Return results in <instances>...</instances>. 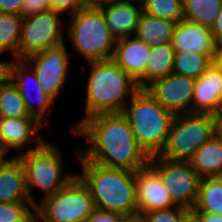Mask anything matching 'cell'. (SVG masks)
I'll return each instance as SVG.
<instances>
[{"label": "cell", "mask_w": 222, "mask_h": 222, "mask_svg": "<svg viewBox=\"0 0 222 222\" xmlns=\"http://www.w3.org/2000/svg\"><path fill=\"white\" fill-rule=\"evenodd\" d=\"M222 105V71L213 62L195 80L192 113L214 114Z\"/></svg>", "instance_id": "19"}, {"label": "cell", "mask_w": 222, "mask_h": 222, "mask_svg": "<svg viewBox=\"0 0 222 222\" xmlns=\"http://www.w3.org/2000/svg\"><path fill=\"white\" fill-rule=\"evenodd\" d=\"M200 178L222 176V137L215 134L189 160Z\"/></svg>", "instance_id": "21"}, {"label": "cell", "mask_w": 222, "mask_h": 222, "mask_svg": "<svg viewBox=\"0 0 222 222\" xmlns=\"http://www.w3.org/2000/svg\"><path fill=\"white\" fill-rule=\"evenodd\" d=\"M190 210L176 206L169 209L142 213L143 222H183Z\"/></svg>", "instance_id": "31"}, {"label": "cell", "mask_w": 222, "mask_h": 222, "mask_svg": "<svg viewBox=\"0 0 222 222\" xmlns=\"http://www.w3.org/2000/svg\"><path fill=\"white\" fill-rule=\"evenodd\" d=\"M68 21L65 36L76 54H81L87 63L113 58L116 39L98 6L87 4L70 15Z\"/></svg>", "instance_id": "5"}, {"label": "cell", "mask_w": 222, "mask_h": 222, "mask_svg": "<svg viewBox=\"0 0 222 222\" xmlns=\"http://www.w3.org/2000/svg\"><path fill=\"white\" fill-rule=\"evenodd\" d=\"M211 32L213 40L216 44L222 41V7L214 25L211 27Z\"/></svg>", "instance_id": "37"}, {"label": "cell", "mask_w": 222, "mask_h": 222, "mask_svg": "<svg viewBox=\"0 0 222 222\" xmlns=\"http://www.w3.org/2000/svg\"><path fill=\"white\" fill-rule=\"evenodd\" d=\"M184 20L212 27L222 7V0H183Z\"/></svg>", "instance_id": "26"}, {"label": "cell", "mask_w": 222, "mask_h": 222, "mask_svg": "<svg viewBox=\"0 0 222 222\" xmlns=\"http://www.w3.org/2000/svg\"><path fill=\"white\" fill-rule=\"evenodd\" d=\"M23 20L19 14L0 13V53L9 52L11 59H19Z\"/></svg>", "instance_id": "25"}, {"label": "cell", "mask_w": 222, "mask_h": 222, "mask_svg": "<svg viewBox=\"0 0 222 222\" xmlns=\"http://www.w3.org/2000/svg\"><path fill=\"white\" fill-rule=\"evenodd\" d=\"M142 10L152 16L178 23L184 20L183 0H145Z\"/></svg>", "instance_id": "29"}, {"label": "cell", "mask_w": 222, "mask_h": 222, "mask_svg": "<svg viewBox=\"0 0 222 222\" xmlns=\"http://www.w3.org/2000/svg\"><path fill=\"white\" fill-rule=\"evenodd\" d=\"M43 128L44 126L33 117H0V145L3 152L11 156L8 153L14 150L18 154L13 156H17L39 148L46 141L40 134ZM33 141L35 145L32 144Z\"/></svg>", "instance_id": "13"}, {"label": "cell", "mask_w": 222, "mask_h": 222, "mask_svg": "<svg viewBox=\"0 0 222 222\" xmlns=\"http://www.w3.org/2000/svg\"><path fill=\"white\" fill-rule=\"evenodd\" d=\"M213 118H214L215 135L218 137H222V105L213 114Z\"/></svg>", "instance_id": "39"}, {"label": "cell", "mask_w": 222, "mask_h": 222, "mask_svg": "<svg viewBox=\"0 0 222 222\" xmlns=\"http://www.w3.org/2000/svg\"><path fill=\"white\" fill-rule=\"evenodd\" d=\"M24 0H0V13L21 15Z\"/></svg>", "instance_id": "35"}, {"label": "cell", "mask_w": 222, "mask_h": 222, "mask_svg": "<svg viewBox=\"0 0 222 222\" xmlns=\"http://www.w3.org/2000/svg\"><path fill=\"white\" fill-rule=\"evenodd\" d=\"M4 158L5 157L2 154H0V163L3 161Z\"/></svg>", "instance_id": "47"}, {"label": "cell", "mask_w": 222, "mask_h": 222, "mask_svg": "<svg viewBox=\"0 0 222 222\" xmlns=\"http://www.w3.org/2000/svg\"><path fill=\"white\" fill-rule=\"evenodd\" d=\"M50 2L52 10L61 14L68 13V16L75 14L88 4L86 0H50Z\"/></svg>", "instance_id": "32"}, {"label": "cell", "mask_w": 222, "mask_h": 222, "mask_svg": "<svg viewBox=\"0 0 222 222\" xmlns=\"http://www.w3.org/2000/svg\"><path fill=\"white\" fill-rule=\"evenodd\" d=\"M115 1H119V0H89L87 3L88 5L99 6L105 3L115 2Z\"/></svg>", "instance_id": "42"}, {"label": "cell", "mask_w": 222, "mask_h": 222, "mask_svg": "<svg viewBox=\"0 0 222 222\" xmlns=\"http://www.w3.org/2000/svg\"><path fill=\"white\" fill-rule=\"evenodd\" d=\"M50 10H52L50 0H24L21 15L25 18Z\"/></svg>", "instance_id": "33"}, {"label": "cell", "mask_w": 222, "mask_h": 222, "mask_svg": "<svg viewBox=\"0 0 222 222\" xmlns=\"http://www.w3.org/2000/svg\"><path fill=\"white\" fill-rule=\"evenodd\" d=\"M192 212L222 215V176L201 178Z\"/></svg>", "instance_id": "23"}, {"label": "cell", "mask_w": 222, "mask_h": 222, "mask_svg": "<svg viewBox=\"0 0 222 222\" xmlns=\"http://www.w3.org/2000/svg\"><path fill=\"white\" fill-rule=\"evenodd\" d=\"M122 113L128 119L139 147L149 158L159 156L175 114L165 109L147 89H139Z\"/></svg>", "instance_id": "4"}, {"label": "cell", "mask_w": 222, "mask_h": 222, "mask_svg": "<svg viewBox=\"0 0 222 222\" xmlns=\"http://www.w3.org/2000/svg\"><path fill=\"white\" fill-rule=\"evenodd\" d=\"M183 222H201L199 218L192 212L190 211L184 218Z\"/></svg>", "instance_id": "41"}, {"label": "cell", "mask_w": 222, "mask_h": 222, "mask_svg": "<svg viewBox=\"0 0 222 222\" xmlns=\"http://www.w3.org/2000/svg\"><path fill=\"white\" fill-rule=\"evenodd\" d=\"M119 222H143V218L141 214L123 216Z\"/></svg>", "instance_id": "40"}, {"label": "cell", "mask_w": 222, "mask_h": 222, "mask_svg": "<svg viewBox=\"0 0 222 222\" xmlns=\"http://www.w3.org/2000/svg\"><path fill=\"white\" fill-rule=\"evenodd\" d=\"M195 79L171 73L146 89L167 110L177 114L192 113Z\"/></svg>", "instance_id": "14"}, {"label": "cell", "mask_w": 222, "mask_h": 222, "mask_svg": "<svg viewBox=\"0 0 222 222\" xmlns=\"http://www.w3.org/2000/svg\"><path fill=\"white\" fill-rule=\"evenodd\" d=\"M10 80L21 94L29 115L46 128L49 125L48 115L55 106V100L42 90L34 70L23 59H13ZM30 89L35 92L34 97L30 95Z\"/></svg>", "instance_id": "12"}, {"label": "cell", "mask_w": 222, "mask_h": 222, "mask_svg": "<svg viewBox=\"0 0 222 222\" xmlns=\"http://www.w3.org/2000/svg\"><path fill=\"white\" fill-rule=\"evenodd\" d=\"M0 154H2L5 158L8 157V156L3 152L1 145H0Z\"/></svg>", "instance_id": "46"}, {"label": "cell", "mask_w": 222, "mask_h": 222, "mask_svg": "<svg viewBox=\"0 0 222 222\" xmlns=\"http://www.w3.org/2000/svg\"><path fill=\"white\" fill-rule=\"evenodd\" d=\"M215 134L212 114L175 115L166 145L159 157L171 161H189L196 150Z\"/></svg>", "instance_id": "8"}, {"label": "cell", "mask_w": 222, "mask_h": 222, "mask_svg": "<svg viewBox=\"0 0 222 222\" xmlns=\"http://www.w3.org/2000/svg\"><path fill=\"white\" fill-rule=\"evenodd\" d=\"M3 202H31L25 170L17 156H8L0 163V203Z\"/></svg>", "instance_id": "20"}, {"label": "cell", "mask_w": 222, "mask_h": 222, "mask_svg": "<svg viewBox=\"0 0 222 222\" xmlns=\"http://www.w3.org/2000/svg\"><path fill=\"white\" fill-rule=\"evenodd\" d=\"M55 10L25 17L19 42V59L52 48L65 42L63 19Z\"/></svg>", "instance_id": "10"}, {"label": "cell", "mask_w": 222, "mask_h": 222, "mask_svg": "<svg viewBox=\"0 0 222 222\" xmlns=\"http://www.w3.org/2000/svg\"><path fill=\"white\" fill-rule=\"evenodd\" d=\"M176 23L142 12L135 37L151 47L171 43Z\"/></svg>", "instance_id": "22"}, {"label": "cell", "mask_w": 222, "mask_h": 222, "mask_svg": "<svg viewBox=\"0 0 222 222\" xmlns=\"http://www.w3.org/2000/svg\"><path fill=\"white\" fill-rule=\"evenodd\" d=\"M201 222H222V215L207 213V212H193Z\"/></svg>", "instance_id": "38"}, {"label": "cell", "mask_w": 222, "mask_h": 222, "mask_svg": "<svg viewBox=\"0 0 222 222\" xmlns=\"http://www.w3.org/2000/svg\"><path fill=\"white\" fill-rule=\"evenodd\" d=\"M98 7L102 11L107 27L116 40L135 35L143 12L142 4L119 0Z\"/></svg>", "instance_id": "18"}, {"label": "cell", "mask_w": 222, "mask_h": 222, "mask_svg": "<svg viewBox=\"0 0 222 222\" xmlns=\"http://www.w3.org/2000/svg\"><path fill=\"white\" fill-rule=\"evenodd\" d=\"M0 117H31L21 94L11 80L0 85Z\"/></svg>", "instance_id": "28"}, {"label": "cell", "mask_w": 222, "mask_h": 222, "mask_svg": "<svg viewBox=\"0 0 222 222\" xmlns=\"http://www.w3.org/2000/svg\"><path fill=\"white\" fill-rule=\"evenodd\" d=\"M171 44L175 53L190 51L205 56L216 54L211 28L186 20L176 23Z\"/></svg>", "instance_id": "17"}, {"label": "cell", "mask_w": 222, "mask_h": 222, "mask_svg": "<svg viewBox=\"0 0 222 222\" xmlns=\"http://www.w3.org/2000/svg\"><path fill=\"white\" fill-rule=\"evenodd\" d=\"M85 89L84 116L72 125L70 133L87 118L97 114L122 113L140 89L127 72L112 59L89 62Z\"/></svg>", "instance_id": "2"}, {"label": "cell", "mask_w": 222, "mask_h": 222, "mask_svg": "<svg viewBox=\"0 0 222 222\" xmlns=\"http://www.w3.org/2000/svg\"><path fill=\"white\" fill-rule=\"evenodd\" d=\"M0 222H36L32 202L0 203Z\"/></svg>", "instance_id": "30"}, {"label": "cell", "mask_w": 222, "mask_h": 222, "mask_svg": "<svg viewBox=\"0 0 222 222\" xmlns=\"http://www.w3.org/2000/svg\"><path fill=\"white\" fill-rule=\"evenodd\" d=\"M88 187L76 175L35 206L36 222H85L94 211Z\"/></svg>", "instance_id": "7"}, {"label": "cell", "mask_w": 222, "mask_h": 222, "mask_svg": "<svg viewBox=\"0 0 222 222\" xmlns=\"http://www.w3.org/2000/svg\"><path fill=\"white\" fill-rule=\"evenodd\" d=\"M175 50L171 43L151 47L146 66V88L154 81L172 73Z\"/></svg>", "instance_id": "24"}, {"label": "cell", "mask_w": 222, "mask_h": 222, "mask_svg": "<svg viewBox=\"0 0 222 222\" xmlns=\"http://www.w3.org/2000/svg\"><path fill=\"white\" fill-rule=\"evenodd\" d=\"M215 58H222V41L216 44Z\"/></svg>", "instance_id": "43"}, {"label": "cell", "mask_w": 222, "mask_h": 222, "mask_svg": "<svg viewBox=\"0 0 222 222\" xmlns=\"http://www.w3.org/2000/svg\"><path fill=\"white\" fill-rule=\"evenodd\" d=\"M71 54L66 43L29 55L23 59L35 72L42 90L55 101L70 75Z\"/></svg>", "instance_id": "11"}, {"label": "cell", "mask_w": 222, "mask_h": 222, "mask_svg": "<svg viewBox=\"0 0 222 222\" xmlns=\"http://www.w3.org/2000/svg\"><path fill=\"white\" fill-rule=\"evenodd\" d=\"M123 216L95 208L85 222H119Z\"/></svg>", "instance_id": "34"}, {"label": "cell", "mask_w": 222, "mask_h": 222, "mask_svg": "<svg viewBox=\"0 0 222 222\" xmlns=\"http://www.w3.org/2000/svg\"><path fill=\"white\" fill-rule=\"evenodd\" d=\"M4 53H0V57ZM12 60H0V85L6 84L10 80V67L12 64Z\"/></svg>", "instance_id": "36"}, {"label": "cell", "mask_w": 222, "mask_h": 222, "mask_svg": "<svg viewBox=\"0 0 222 222\" xmlns=\"http://www.w3.org/2000/svg\"><path fill=\"white\" fill-rule=\"evenodd\" d=\"M214 62L220 68V70L222 71V58H215Z\"/></svg>", "instance_id": "44"}, {"label": "cell", "mask_w": 222, "mask_h": 222, "mask_svg": "<svg viewBox=\"0 0 222 222\" xmlns=\"http://www.w3.org/2000/svg\"><path fill=\"white\" fill-rule=\"evenodd\" d=\"M214 59L215 56H205L190 51L175 53L172 72L196 80L214 62Z\"/></svg>", "instance_id": "27"}, {"label": "cell", "mask_w": 222, "mask_h": 222, "mask_svg": "<svg viewBox=\"0 0 222 222\" xmlns=\"http://www.w3.org/2000/svg\"><path fill=\"white\" fill-rule=\"evenodd\" d=\"M85 139L80 155L95 164L136 172L149 164L123 113L97 114L85 119L73 135Z\"/></svg>", "instance_id": "1"}, {"label": "cell", "mask_w": 222, "mask_h": 222, "mask_svg": "<svg viewBox=\"0 0 222 222\" xmlns=\"http://www.w3.org/2000/svg\"><path fill=\"white\" fill-rule=\"evenodd\" d=\"M151 46L135 36L116 40L112 60L135 81L140 89H146V66Z\"/></svg>", "instance_id": "16"}, {"label": "cell", "mask_w": 222, "mask_h": 222, "mask_svg": "<svg viewBox=\"0 0 222 222\" xmlns=\"http://www.w3.org/2000/svg\"><path fill=\"white\" fill-rule=\"evenodd\" d=\"M17 157L25 170L28 197L35 206L39 203L33 196L35 188L44 194L41 197L42 200L54 195L77 175L75 172H67V174L64 172L66 165H63L65 162L63 151L56 144L48 141L39 148L21 153Z\"/></svg>", "instance_id": "6"}, {"label": "cell", "mask_w": 222, "mask_h": 222, "mask_svg": "<svg viewBox=\"0 0 222 222\" xmlns=\"http://www.w3.org/2000/svg\"><path fill=\"white\" fill-rule=\"evenodd\" d=\"M136 200L139 214L177 206L159 174L149 164L136 171Z\"/></svg>", "instance_id": "15"}, {"label": "cell", "mask_w": 222, "mask_h": 222, "mask_svg": "<svg viewBox=\"0 0 222 222\" xmlns=\"http://www.w3.org/2000/svg\"><path fill=\"white\" fill-rule=\"evenodd\" d=\"M80 163L78 177L88 187L97 209L122 216L139 214L136 200V172L108 168L84 159L75 151Z\"/></svg>", "instance_id": "3"}, {"label": "cell", "mask_w": 222, "mask_h": 222, "mask_svg": "<svg viewBox=\"0 0 222 222\" xmlns=\"http://www.w3.org/2000/svg\"><path fill=\"white\" fill-rule=\"evenodd\" d=\"M149 165L159 174L162 184L170 192L177 206L193 210L200 177L189 161H171L159 156L150 157Z\"/></svg>", "instance_id": "9"}, {"label": "cell", "mask_w": 222, "mask_h": 222, "mask_svg": "<svg viewBox=\"0 0 222 222\" xmlns=\"http://www.w3.org/2000/svg\"><path fill=\"white\" fill-rule=\"evenodd\" d=\"M128 1L142 4L145 0H128Z\"/></svg>", "instance_id": "45"}]
</instances>
